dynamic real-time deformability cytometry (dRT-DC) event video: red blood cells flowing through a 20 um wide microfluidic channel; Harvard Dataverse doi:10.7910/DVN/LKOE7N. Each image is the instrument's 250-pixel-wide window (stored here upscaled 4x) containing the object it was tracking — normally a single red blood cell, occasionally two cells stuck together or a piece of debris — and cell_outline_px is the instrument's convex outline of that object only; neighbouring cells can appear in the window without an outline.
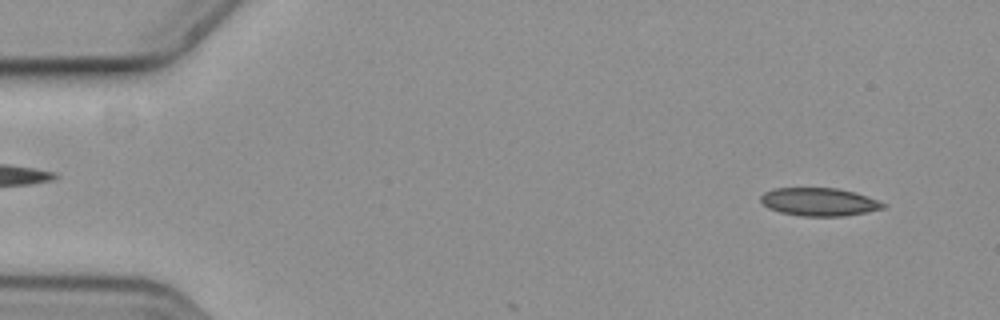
{"species": "common noctule bat (a hibernating species)", "species_latin": "Nyctalus noctula", "temperature_condition": "cold", "stored_images_in_passage": 6, "camera_frame_rate_fps": 3000, "um_per_image_px": 0.085, "animal": {"sex": "female", "body_mass_g": 19.3, "forearm_length_mm": 54.1}, "frame": {"image": 1, "passage_image": 4, "time_ms": 1.0, "image_size_px": [1000, 320], "cell_outline_px": [[888, 204], [884, 208], [844, 216], [800, 216], [780, 212], [768, 208], [760, 200], [760, 196], [764, 192], [776, 188], [836, 188], [868, 196]], "centroid_in_image_um": [69.62, 17.16], "position_along_channel_um": 15.4, "area_um2": 19.94}}